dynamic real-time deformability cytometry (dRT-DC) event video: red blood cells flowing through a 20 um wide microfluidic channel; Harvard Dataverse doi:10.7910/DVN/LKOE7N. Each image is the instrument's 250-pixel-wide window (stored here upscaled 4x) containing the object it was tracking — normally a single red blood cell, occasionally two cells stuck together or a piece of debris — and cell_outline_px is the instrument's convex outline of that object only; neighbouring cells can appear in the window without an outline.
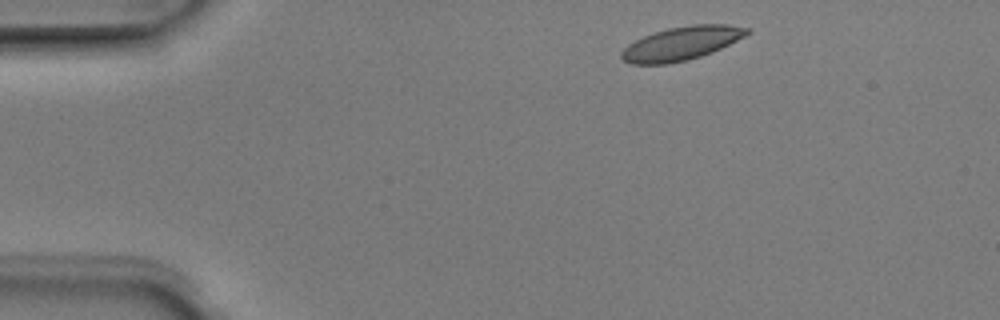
{"species": "Egyptian fruit bat (a non-hibernating species)", "species_latin": "Rousettus aegyptiacus", "temperature_condition": "room temperature", "stored_images_in_passage": 3, "camera_frame_rate_fps": 3000, "um_per_image_px": 0.085, "animal": {"sex": "male"}, "frame": {"image": 1, "passage_image": 1, "time_ms": 0.0, "image_size_px": [1000, 320], "cell_outline_px": [[752, 32], [712, 52], [688, 60], [668, 64], [632, 64], [624, 60], [620, 56], [620, 52], [628, 44], [644, 36], [668, 28], [692, 24], [728, 24], [752, 28]], "centroid_in_image_um": [57.94, 3.68], "position_along_channel_um": 27.1, "area_um2": 24.51}}